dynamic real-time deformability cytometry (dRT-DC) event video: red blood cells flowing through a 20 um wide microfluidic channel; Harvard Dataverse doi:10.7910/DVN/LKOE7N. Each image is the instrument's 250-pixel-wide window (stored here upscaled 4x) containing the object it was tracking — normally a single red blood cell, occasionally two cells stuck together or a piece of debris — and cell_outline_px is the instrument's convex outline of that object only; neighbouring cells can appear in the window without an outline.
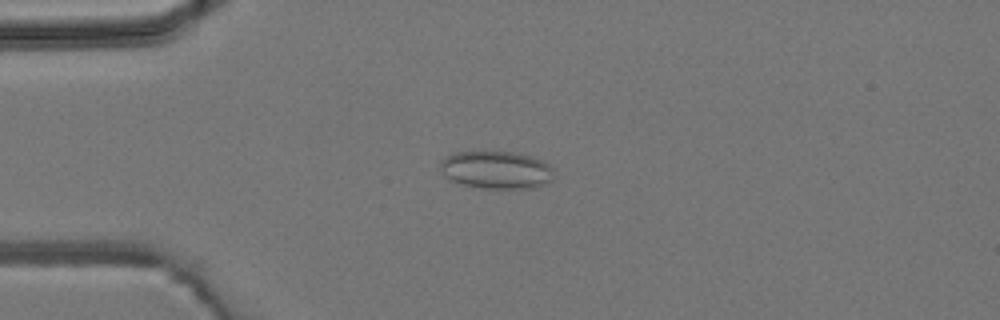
{"species": "common noctule bat (a hibernating species)", "species_latin": "Nyctalus noctula", "temperature_condition": "room temperature", "stored_images_in_passage": 6, "camera_frame_rate_fps": 3000, "um_per_image_px": 0.085, "animal": {"sex": "male", "body_mass_g": 19.2, "forearm_length_mm": 51.8}, "frame": {"image": 1, "passage_image": 4, "time_ms": 3.667, "image_size_px": [1000, 320], "cell_outline_px": [[552, 180], [536, 188], [480, 188], [464, 184], [452, 180], [444, 176], [440, 168], [440, 160], [444, 156], [452, 152], [512, 152], [532, 156], [544, 160], [552, 168]], "centroid_in_image_um": [42.17, 14.43], "position_along_channel_um": 42.8, "area_um2": 25.09}}